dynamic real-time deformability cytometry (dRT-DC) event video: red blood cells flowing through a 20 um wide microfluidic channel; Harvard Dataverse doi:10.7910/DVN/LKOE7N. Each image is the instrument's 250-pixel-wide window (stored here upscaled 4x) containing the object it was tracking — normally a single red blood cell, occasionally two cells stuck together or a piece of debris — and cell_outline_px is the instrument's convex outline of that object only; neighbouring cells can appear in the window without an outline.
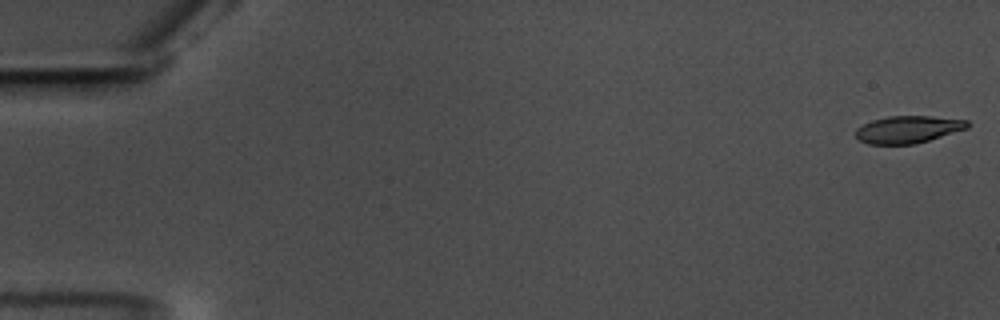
{"species": "common noctule bat (a hibernating species)", "species_latin": "Nyctalus noctula", "temperature_condition": "warm", "stored_images_in_passage": 18, "camera_frame_rate_fps": 3000, "um_per_image_px": 0.085, "animal": {"sex": "male", "body_mass_g": 17.5, "forearm_length_mm": 52.3}, "frame": {"image": 1, "passage_image": 1, "time_ms": 0.0, "image_size_px": [1000, 320], "cell_outline_px": [[968, 128], [916, 144], [868, 144], [860, 140], [856, 136], [856, 128], [872, 120], [888, 116], [928, 116], [968, 120]], "centroid_in_image_um": [77.17, 11.0], "position_along_channel_um": 7.8, "area_um2": 17.63}}
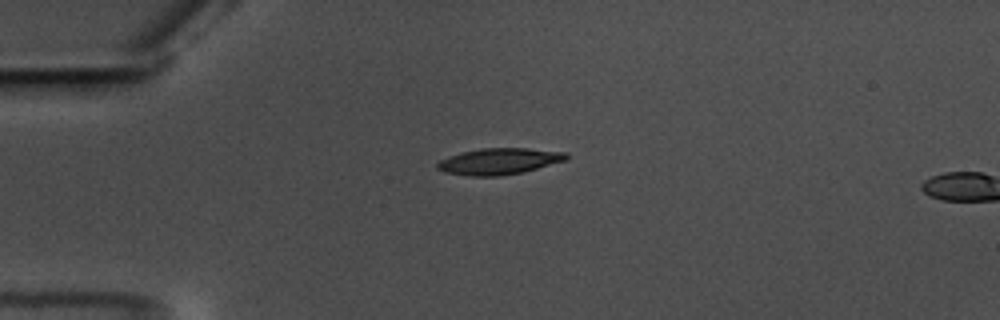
{"frame": {"image": 2, "passage_image": 15, "time_ms": 4.667, "image_size_px": [1000, 320], "cell_outline_px": [[568, 160], [524, 172], [496, 176], [472, 176], [444, 172], [436, 168], [436, 164], [440, 160], [464, 152], [480, 148], [528, 148], [568, 152]], "centroid_in_image_um": [42.49, 13.71], "position_along_channel_um": 42.5, "area_um2": 19.77}}